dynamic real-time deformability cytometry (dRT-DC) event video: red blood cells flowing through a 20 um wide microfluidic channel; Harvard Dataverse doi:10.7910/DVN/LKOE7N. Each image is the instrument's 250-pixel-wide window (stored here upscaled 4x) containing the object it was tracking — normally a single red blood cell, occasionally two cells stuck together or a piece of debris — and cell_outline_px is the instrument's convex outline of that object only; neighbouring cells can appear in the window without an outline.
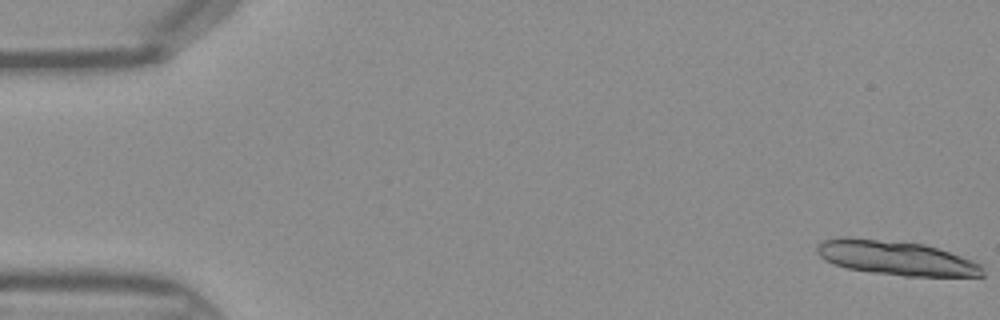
{"species": "Egyptian fruit bat (a non-hibernating species)", "species_latin": "Rousettus aegyptiacus", "temperature_condition": "warm", "stored_images_in_passage": 46, "segment_of_instrument_passage": [1, 2], "camera_frame_rate_fps": 3000, "um_per_image_px": 0.085, "frame": {"image": 1, "passage_image": 1, "time_ms": 0.0, "image_size_px": [1000, 320], "cell_outline_px": [[984, 276], [904, 276], [872, 272], [848, 268], [824, 260], [820, 256], [816, 248], [824, 240], [848, 236], [924, 244], [972, 260], [980, 264], [984, 268]], "centroid_in_image_um": [76.17, 21.92], "position_along_channel_um": 8.8, "area_um2": 32.83}}